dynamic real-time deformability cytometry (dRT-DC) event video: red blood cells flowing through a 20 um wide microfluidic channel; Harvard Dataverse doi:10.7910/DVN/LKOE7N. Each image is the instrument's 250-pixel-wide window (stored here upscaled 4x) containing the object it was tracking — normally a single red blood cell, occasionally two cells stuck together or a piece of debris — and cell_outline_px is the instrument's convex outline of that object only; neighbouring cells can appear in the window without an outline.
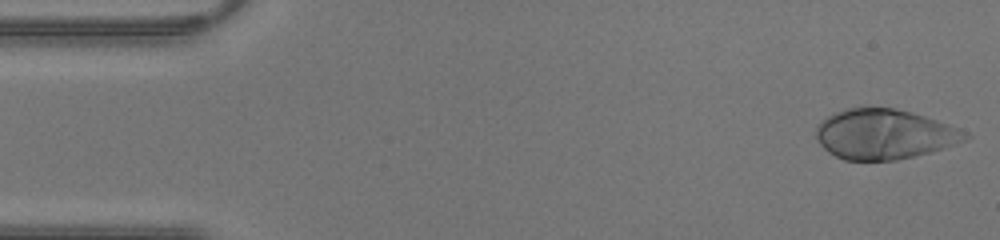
{"species": "human", "species_latin": "Homo sapiens", "temperature_condition": "warm", "stored_images_in_passage": 42, "camera_frame_rate_fps": 3000, "um_per_image_px": 0.085, "donor": {"sex": "male"}, "frame": {"image": 1, "passage_image": 1, "time_ms": 0.0, "image_size_px": [1000, 240], "cell_outline_px": [[972, 136], [964, 140], [928, 152], [896, 160], [844, 160], [828, 152], [820, 144], [816, 136], [816, 124], [828, 116], [836, 112], [848, 108], [896, 108], [912, 112], [948, 124], [968, 132]], "centroid_in_image_um": [75.13, 11.4], "position_along_channel_um": 9.9, "area_um2": 43.0}}
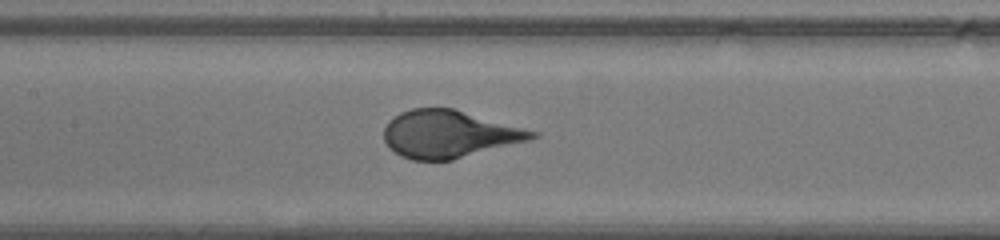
{"frame": {"image": 2, "passage_image": 19, "time_ms": 6.0, "image_size_px": [1000, 240], "cell_outline_px": [[540, 136], [528, 140], [452, 160], [412, 160], [396, 152], [384, 140], [384, 128], [388, 120], [400, 112], [412, 108], [452, 108], [540, 132]], "centroid_in_image_um": [38.18, 11.38], "position_along_channel_um": 169.2, "area_um2": 40.58}}
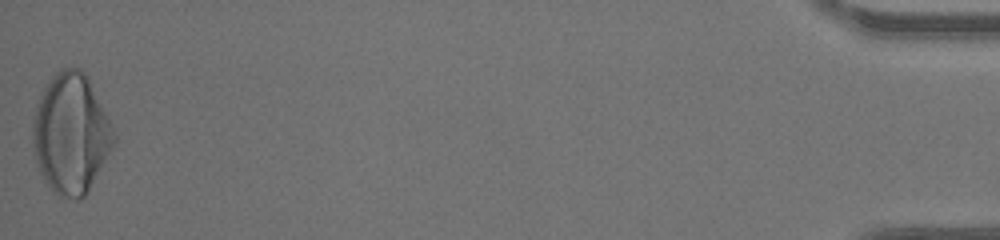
{"frame": {"image": 3, "passage_image": 42, "time_ms": 13.667, "image_size_px": [1000, 240], "cell_outline_px": [[116, 144], [88, 192], [80, 200], [76, 200], [60, 196], [44, 180], [36, 164], [32, 144], [32, 120], [40, 96], [44, 88], [52, 76], [60, 68], [80, 68], [88, 76], [116, 132]], "centroid_in_image_um": [6.05, 11.37], "position_along_channel_um": 429.1, "area_um2": 57.28}}